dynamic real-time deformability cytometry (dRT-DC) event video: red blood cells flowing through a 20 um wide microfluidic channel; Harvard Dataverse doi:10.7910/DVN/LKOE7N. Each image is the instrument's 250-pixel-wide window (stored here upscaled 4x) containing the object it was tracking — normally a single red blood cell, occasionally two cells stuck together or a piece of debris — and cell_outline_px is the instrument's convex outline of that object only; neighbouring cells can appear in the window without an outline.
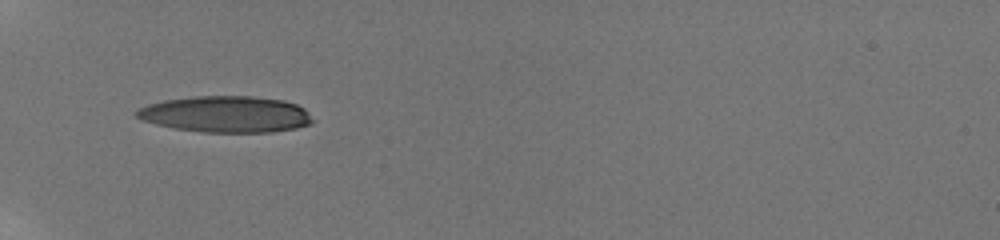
{"species": "human", "species_latin": "Homo sapiens", "temperature_condition": "room temperature", "stored_images_in_passage": 18, "camera_frame_rate_fps": 3000, "um_per_image_px": 0.085, "donor": {"sex": "male"}, "frame": {"image": 1, "passage_image": 1, "time_ms": 0.0, "image_size_px": [1000, 240], "cell_outline_px": [[316, 120], [312, 124], [296, 128], [268, 132], [204, 132], [176, 128], [156, 124], [144, 120], [136, 116], [132, 112], [136, 108], [148, 104], [164, 100], [192, 96], [252, 96], [284, 100], [296, 104], [304, 108]], "centroid_in_image_um": [19.22, 9.7], "position_along_channel_um": 65.8, "area_um2": 37.51}}
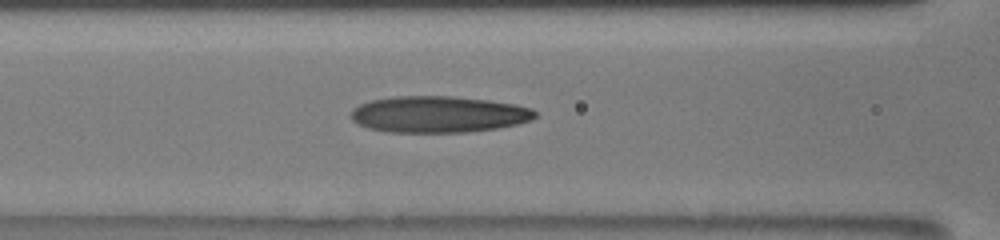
{"frame": {"image": 2, "passage_image": 5, "time_ms": 2.0, "image_size_px": [1000, 240], "cell_outline_px": [[536, 116], [532, 120], [516, 124], [496, 128], [468, 132], [388, 132], [368, 128], [356, 124], [352, 120], [352, 108], [360, 104], [372, 100], [392, 96], [452, 96], [488, 100], [516, 104], [532, 108], [536, 112]], "centroid_in_image_um": [37.26, 9.71], "position_along_channel_um": 129.3, "area_um2": 39.25}}